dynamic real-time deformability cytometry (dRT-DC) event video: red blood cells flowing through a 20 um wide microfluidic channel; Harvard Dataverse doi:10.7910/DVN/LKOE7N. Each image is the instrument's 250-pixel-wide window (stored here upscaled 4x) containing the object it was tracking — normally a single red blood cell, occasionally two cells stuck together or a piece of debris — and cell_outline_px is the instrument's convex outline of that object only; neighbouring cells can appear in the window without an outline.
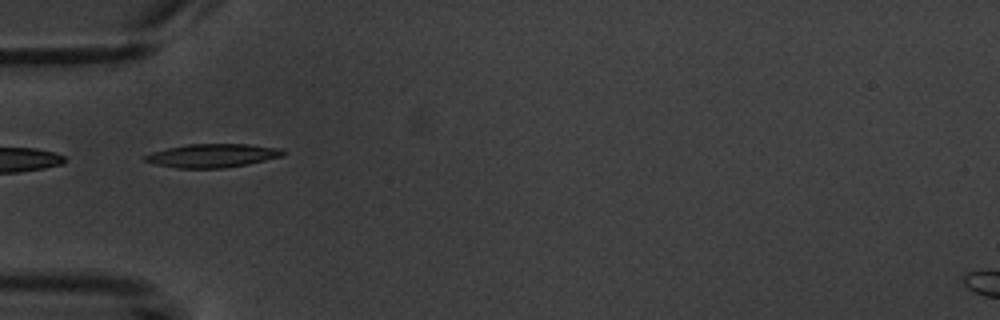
{"species": "common noctule bat (a hibernating species)", "species_latin": "Nyctalus noctula", "temperature_condition": "warm", "stored_images_in_passage": 7, "camera_frame_rate_fps": 3000, "um_per_image_px": 0.085, "animal": {"sex": "male", "body_mass_g": 20.1, "forearm_length_mm": 53.5}, "frame": {"image": 1, "passage_image": 2, "time_ms": 2.0, "image_size_px": [1000, 320], "cell_outline_px": [[284, 156], [248, 164], [224, 168], [176, 168], [156, 164], [144, 160], [144, 156], [152, 152], [168, 148], [188, 144], [248, 144], [284, 148]], "centroid_in_image_um": [18.11, 13.22], "position_along_channel_um": 66.9, "area_um2": 18.96}}
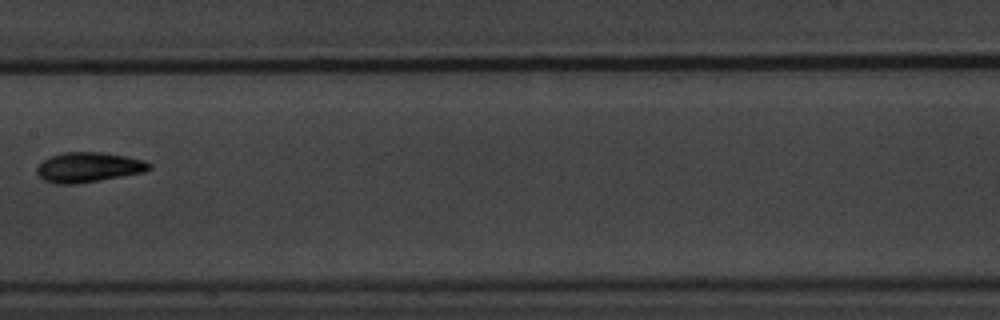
{"frame": {"image": 2, "passage_image": 5, "time_ms": 5.667, "image_size_px": [1000, 320], "cell_outline_px": [[152, 168], [144, 172], [100, 180], [76, 184], [56, 184], [44, 180], [36, 172], [36, 168], [44, 160], [52, 156], [64, 152], [100, 152], [128, 156], [144, 160], [152, 164]], "centroid_in_image_um": [7.55, 14.22], "position_along_channel_um": 199.8, "area_um2": 19.59}}
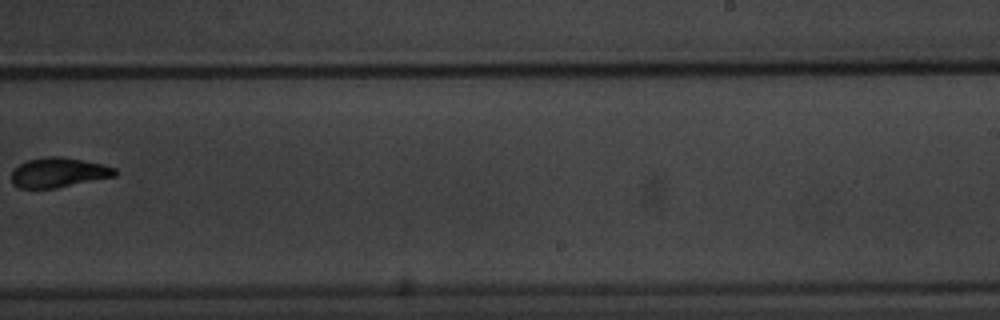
{"frame": {"image": 3, "passage_image": 7, "time_ms": 8.0, "image_size_px": [1000, 320], "cell_outline_px": [[116, 176], [56, 188], [20, 188], [12, 184], [12, 172], [20, 164], [28, 160], [44, 156], [60, 156], [100, 164], [116, 168]], "centroid_in_image_um": [4.96, 14.67], "position_along_channel_um": 284.0, "area_um2": 17.74}}